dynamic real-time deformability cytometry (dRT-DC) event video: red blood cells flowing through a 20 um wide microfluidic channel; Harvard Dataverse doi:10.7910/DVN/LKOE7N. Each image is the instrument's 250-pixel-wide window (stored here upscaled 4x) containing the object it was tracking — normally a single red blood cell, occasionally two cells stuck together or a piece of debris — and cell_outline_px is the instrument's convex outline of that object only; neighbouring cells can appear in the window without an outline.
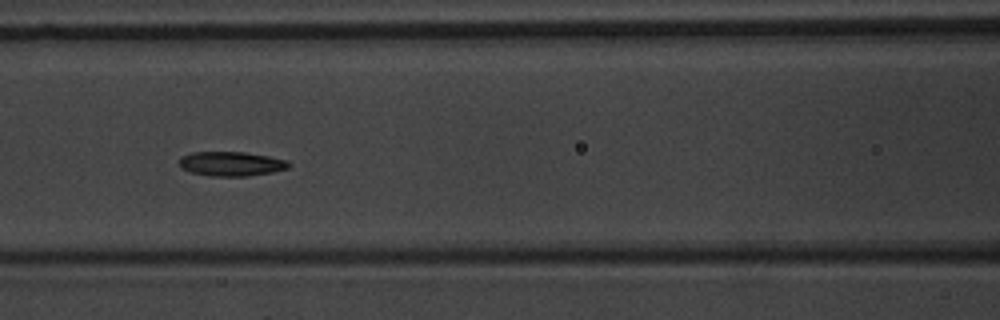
{"species": "common noctule bat (a hibernating species)", "species_latin": "Nyctalus noctula", "temperature_condition": "warm", "stored_images_in_passage": 10, "camera_frame_rate_fps": 3000, "um_per_image_px": 0.085, "animal": {"sex": "male", "body_mass_g": 20.1, "forearm_length_mm": 53.5}, "frame": {"image": 1, "passage_image": 6, "time_ms": 7.0, "image_size_px": [1000, 320], "cell_outline_px": [[292, 164], [288, 168], [272, 172], [248, 176], [208, 176], [188, 172], [180, 168], [180, 156], [192, 152], [244, 152], [268, 156], [288, 160]], "centroid_in_image_um": [19.64, 13.93], "position_along_channel_um": 147.0, "area_um2": 15.78}}
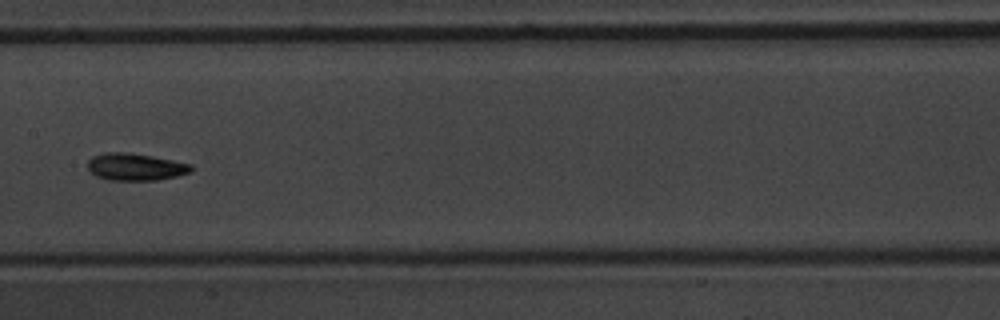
{"frame": {"image": 2, "passage_image": 7, "time_ms": 8.333, "image_size_px": [1000, 320], "cell_outline_px": [[192, 172], [176, 176], [156, 180], [108, 180], [96, 176], [88, 168], [88, 160], [92, 156], [104, 152], [124, 152], [152, 156], [192, 164]], "centroid_in_image_um": [11.5, 14.18], "position_along_channel_um": 195.9, "area_um2": 16.36}}
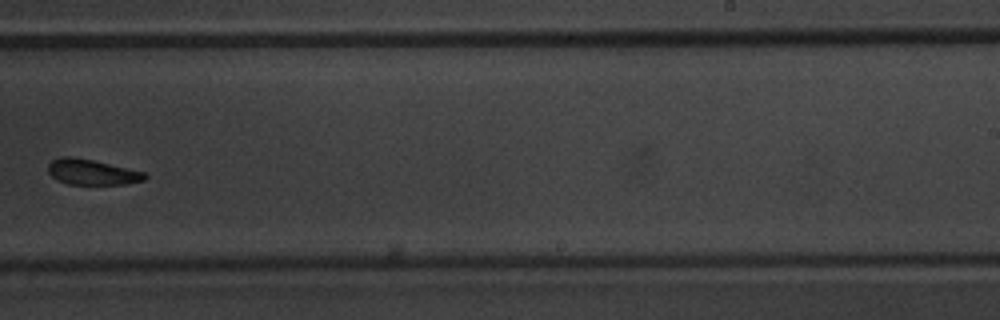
{"frame": {"image": 3, "passage_image": 9, "time_ms": 10.667, "image_size_px": [1000, 320], "cell_outline_px": [[148, 176], [144, 180], [124, 184], [68, 184], [52, 176], [48, 172], [48, 164], [52, 160], [64, 156], [72, 156], [92, 160], [144, 172]], "centroid_in_image_um": [7.8, 14.62], "position_along_channel_um": 281.2, "area_um2": 14.1}}